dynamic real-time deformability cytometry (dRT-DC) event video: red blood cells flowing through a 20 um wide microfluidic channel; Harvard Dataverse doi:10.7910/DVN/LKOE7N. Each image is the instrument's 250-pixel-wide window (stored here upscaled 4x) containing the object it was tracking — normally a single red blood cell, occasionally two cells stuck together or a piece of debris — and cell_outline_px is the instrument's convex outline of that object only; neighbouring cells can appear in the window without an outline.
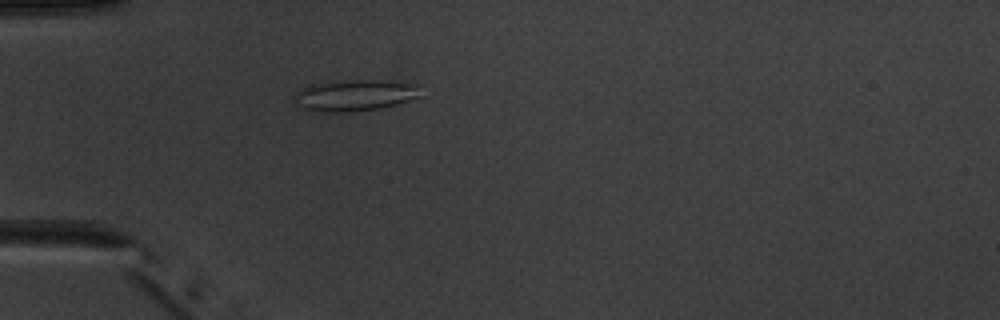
{"species": "common noctule bat (a hibernating species)", "species_latin": "Nyctalus noctula", "temperature_condition": "warm", "stored_images_in_passage": 4, "camera_frame_rate_fps": 3000, "um_per_image_px": 0.085, "animal": {"sex": "male", "body_mass_g": 20.1, "forearm_length_mm": 53.5}, "frame": {"image": 1, "passage_image": 4, "time_ms": 4.0, "image_size_px": [1000, 320], "cell_outline_px": [[420, 96], [396, 104], [380, 108], [352, 112], [312, 112], [296, 104], [296, 92], [300, 88], [308, 84], [348, 80], [376, 80], [420, 84]], "centroid_in_image_um": [30.14, 8.1], "position_along_channel_um": 54.9, "area_um2": 23.18}}